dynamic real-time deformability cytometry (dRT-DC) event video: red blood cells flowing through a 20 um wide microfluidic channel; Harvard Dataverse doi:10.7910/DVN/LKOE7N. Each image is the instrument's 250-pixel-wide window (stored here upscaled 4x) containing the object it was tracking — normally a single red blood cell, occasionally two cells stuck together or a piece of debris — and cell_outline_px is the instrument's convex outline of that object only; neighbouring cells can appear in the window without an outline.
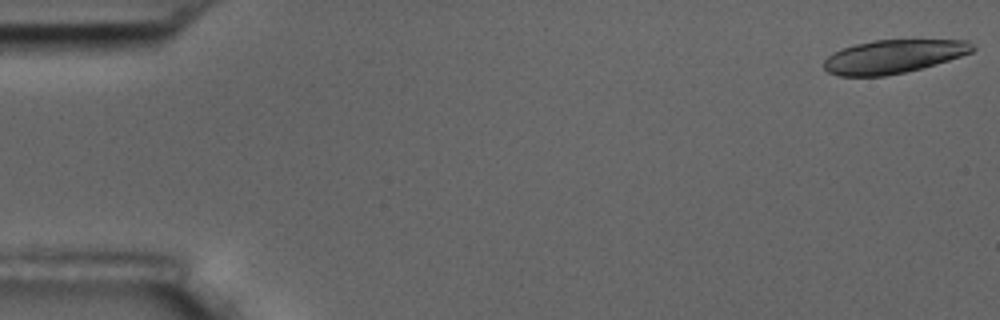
{"species": "common noctule bat (a hibernating species)", "species_latin": "Nyctalus noctula", "temperature_condition": "room temperature", "stored_images_in_passage": 5, "camera_frame_rate_fps": 3000, "um_per_image_px": 0.085, "animal": {"sex": "male", "body_mass_g": 17.5, "forearm_length_mm": 52.3}, "frame": {"image": 1, "passage_image": 1, "time_ms": 0.0, "image_size_px": [1000, 320], "cell_outline_px": [[976, 48], [972, 52], [948, 60], [920, 68], [904, 72], [884, 76], [840, 76], [828, 72], [824, 68], [824, 60], [832, 52], [840, 48], [872, 40], [968, 40]], "centroid_in_image_um": [75.9, 4.79], "position_along_channel_um": 9.1, "area_um2": 28.9}}